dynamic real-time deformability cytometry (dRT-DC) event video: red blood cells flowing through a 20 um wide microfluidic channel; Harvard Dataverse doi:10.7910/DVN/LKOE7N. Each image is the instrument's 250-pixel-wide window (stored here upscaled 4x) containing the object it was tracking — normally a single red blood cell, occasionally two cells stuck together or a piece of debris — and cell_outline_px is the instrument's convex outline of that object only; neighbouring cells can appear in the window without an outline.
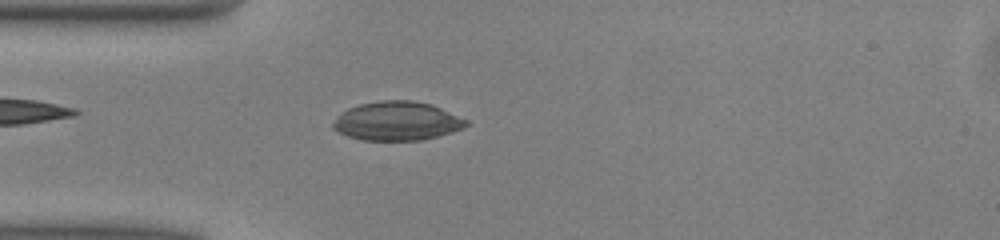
{"species": "common noctule bat (a hibernating species)", "species_latin": "Nyctalus noctula", "temperature_condition": "warm", "stored_images_in_passage": 42, "camera_frame_rate_fps": 3000, "um_per_image_px": 0.085, "animal": {"sex": "male", "body_mass_g": 13.0, "forearm_length_mm": 53.1}, "frame": {"image": 1, "passage_image": 6, "time_ms": 1.667, "image_size_px": [1000, 240], "cell_outline_px": [[468, 124], [464, 128], [440, 136], [424, 140], [360, 140], [348, 136], [332, 128], [332, 124], [336, 116], [348, 108], [360, 104], [380, 100], [412, 100], [432, 104], [468, 120]], "centroid_in_image_um": [33.76, 10.29], "position_along_channel_um": 51.2, "area_um2": 30.35}}
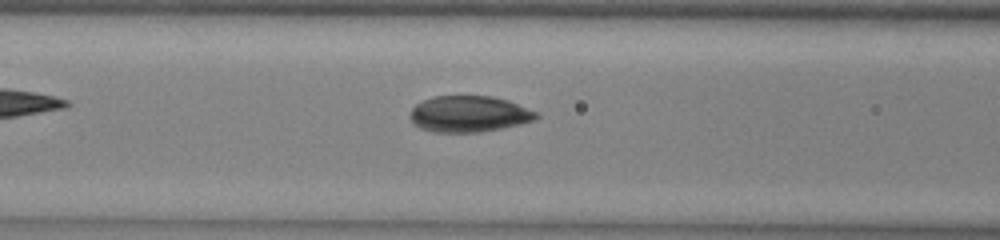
{"frame": {"image": 2, "passage_image": 12, "time_ms": 3.667, "image_size_px": [1000, 240], "cell_outline_px": [[540, 116], [536, 120], [520, 124], [480, 132], [432, 132], [420, 128], [412, 124], [408, 116], [412, 108], [416, 104], [432, 96], [492, 96], [508, 100], [540, 112]], "centroid_in_image_um": [39.87, 9.69], "position_along_channel_um": 126.7, "area_um2": 26.99}}
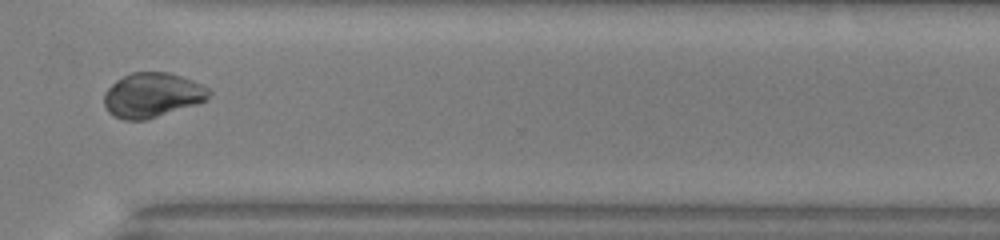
{"frame": {"image": 3, "passage_image": 29, "time_ms": 9.333, "image_size_px": [1000, 240], "cell_outline_px": [[212, 92], [208, 100], [196, 104], [144, 120], [124, 120], [108, 112], [104, 104], [104, 92], [116, 80], [132, 72], [168, 72], [192, 80], [208, 88]], "centroid_in_image_um": [12.94, 8.08], "position_along_channel_um": 357.7, "area_um2": 27.11}, "authors_computed_cell_mechanics": {"area_um2": 27.1082, "velocity_mm_per_s": 4.0745, "shape_relaxation_time_tau1_ms": 7.5184, "shape_relaxation_time_tau2_ms": null, "deformation_change_tau1": 0.1618, "deformation_change_tau2": null}}